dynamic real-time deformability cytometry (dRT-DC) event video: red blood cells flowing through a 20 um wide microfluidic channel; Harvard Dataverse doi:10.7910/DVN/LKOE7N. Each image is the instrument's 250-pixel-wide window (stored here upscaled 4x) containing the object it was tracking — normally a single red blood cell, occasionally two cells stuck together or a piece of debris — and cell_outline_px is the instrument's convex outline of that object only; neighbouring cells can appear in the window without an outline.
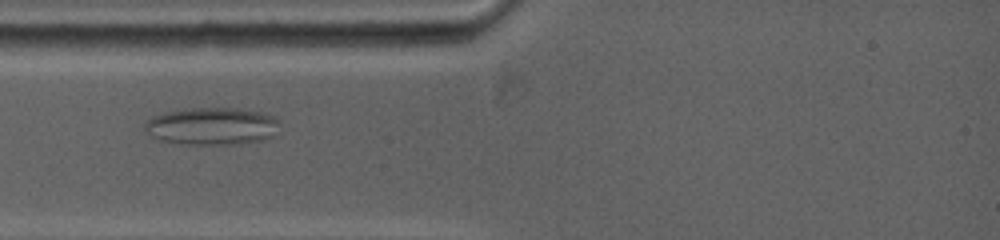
{"species": "common noctule bat (a hibernating species)", "species_latin": "Nyctalus noctula", "temperature_condition": "warm", "stored_images_in_passage": 5, "camera_frame_rate_fps": 5000, "um_per_image_px": 0.085, "animal": {"sex": "female", "body_mass_g": 19.0, "forearm_length_mm": 53.3}, "frame": {"image": 1, "passage_image": 3, "time_ms": 2.0, "image_size_px": [1000, 240], "cell_outline_px": [[276, 120], [272, 136], [260, 140], [240, 144], [180, 144], [160, 140], [152, 136], [144, 128], [144, 124], [152, 116], [184, 108], [240, 108], [260, 112], [272, 116]], "centroid_in_image_um": [17.94, 10.72], "position_along_channel_um": 67.1, "area_um2": 29.02}}
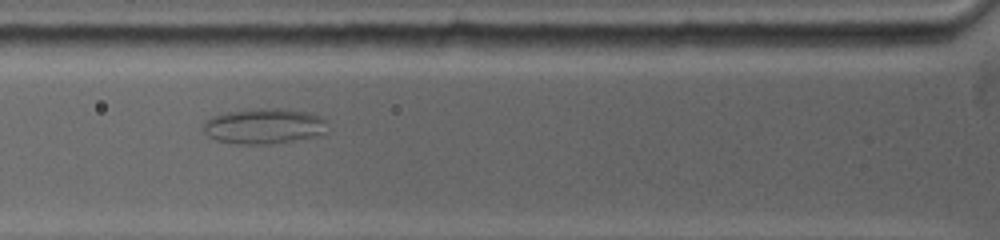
{"frame": {"image": 2, "passage_image": 4, "time_ms": 3.0, "image_size_px": [1000, 240], "cell_outline_px": [[324, 132], [312, 136], [272, 144], [232, 144], [216, 140], [208, 136], [204, 132], [204, 124], [208, 120], [216, 116], [228, 112], [260, 108], [284, 108], [308, 112], [324, 120]], "centroid_in_image_um": [22.38, 10.72], "position_along_channel_um": 103.4, "area_um2": 25.09}}
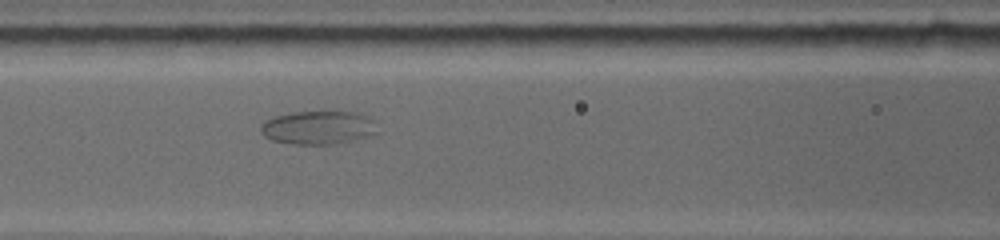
{"frame": {"image": 3, "passage_image": 5, "time_ms": 4.0, "image_size_px": [1000, 240], "cell_outline_px": [[376, 132], [344, 144], [292, 144], [272, 140], [264, 136], [260, 132], [260, 128], [268, 120], [276, 116], [292, 112], [332, 108], [356, 112]], "centroid_in_image_um": [26.94, 10.82], "position_along_channel_um": 139.7, "area_um2": 22.72}}